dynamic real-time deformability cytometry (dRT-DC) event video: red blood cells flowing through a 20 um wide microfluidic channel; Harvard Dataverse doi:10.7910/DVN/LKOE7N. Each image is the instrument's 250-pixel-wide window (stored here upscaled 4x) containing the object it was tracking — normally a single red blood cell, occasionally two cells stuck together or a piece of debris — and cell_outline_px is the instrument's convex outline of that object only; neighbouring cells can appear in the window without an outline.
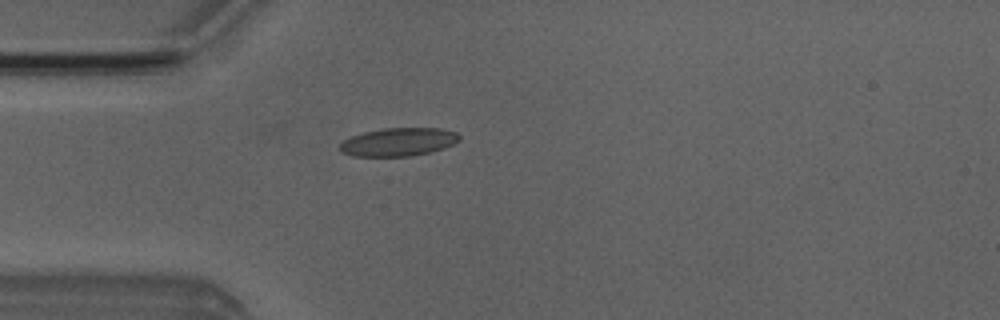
{"species": "Egyptian fruit bat (a non-hibernating species)", "species_latin": "Rousettus aegyptiacus", "temperature_condition": "room temperature", "stored_images_in_passage": 2, "camera_frame_rate_fps": 3000, "um_per_image_px": 0.085, "animal": {"sex": "male"}, "frame": {"image": 1, "passage_image": 2, "time_ms": 1.0, "image_size_px": [1000, 320], "cell_outline_px": [[460, 140], [444, 148], [432, 152], [408, 156], [352, 156], [340, 152], [340, 144], [344, 140], [352, 136], [364, 132], [380, 128], [440, 128], [456, 132], [460, 136]], "centroid_in_image_um": [33.87, 12.06], "position_along_channel_um": 51.1, "area_um2": 19.71}}